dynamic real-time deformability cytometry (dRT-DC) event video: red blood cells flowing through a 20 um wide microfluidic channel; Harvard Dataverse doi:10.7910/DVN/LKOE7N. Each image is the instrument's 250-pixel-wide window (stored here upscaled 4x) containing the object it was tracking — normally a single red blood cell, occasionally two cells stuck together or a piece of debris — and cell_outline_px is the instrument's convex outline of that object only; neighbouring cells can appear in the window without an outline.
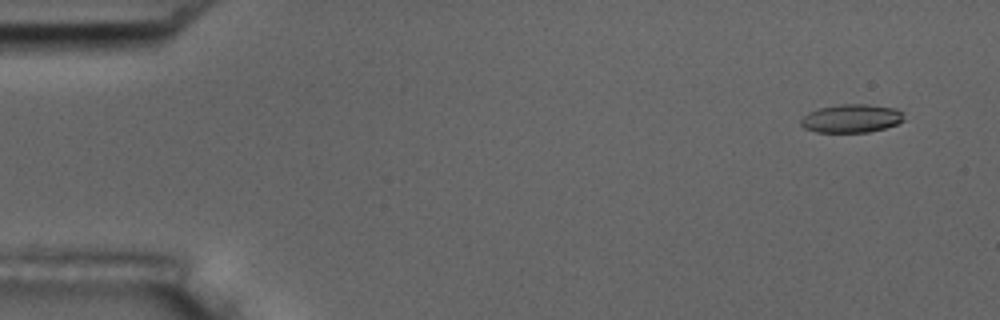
{"species": "common noctule bat (a hibernating species)", "species_latin": "Nyctalus noctula", "temperature_condition": "room temperature", "stored_images_in_passage": 7, "camera_frame_rate_fps": 3000, "um_per_image_px": 0.085, "animal": {"sex": "male", "body_mass_g": 17.5, "forearm_length_mm": 52.3}, "frame": {"image": 1, "passage_image": 2, "time_ms": 1.0, "image_size_px": [1000, 320], "cell_outline_px": [[904, 120], [896, 124], [884, 128], [868, 132], [816, 132], [804, 128], [800, 124], [800, 120], [808, 112], [820, 108], [840, 104], [868, 104], [896, 108], [904, 112]], "centroid_in_image_um": [72.38, 10.06], "position_along_channel_um": 12.6, "area_um2": 17.11}}
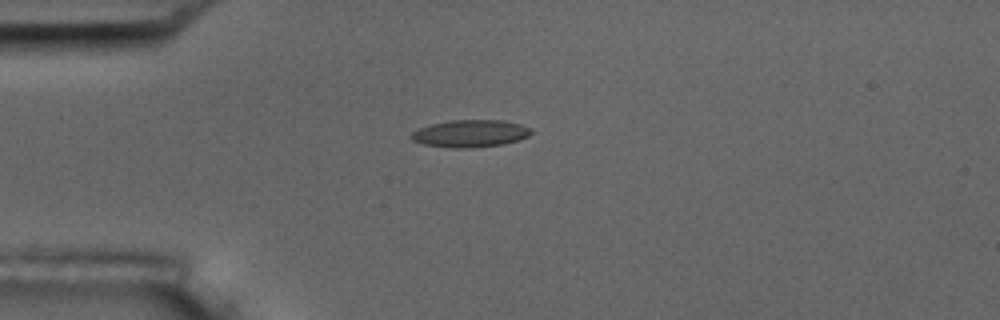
{"frame": {"image": 2, "passage_image": 5, "time_ms": 4.667, "image_size_px": [1000, 320], "cell_outline_px": [[532, 132], [528, 136], [504, 144], [468, 148], [452, 148], [424, 144], [412, 140], [408, 136], [412, 132], [420, 128], [432, 124], [452, 120], [500, 120], [520, 124], [528, 128]], "centroid_in_image_um": [39.93, 11.35], "position_along_channel_um": 45.1, "area_um2": 18.84}}